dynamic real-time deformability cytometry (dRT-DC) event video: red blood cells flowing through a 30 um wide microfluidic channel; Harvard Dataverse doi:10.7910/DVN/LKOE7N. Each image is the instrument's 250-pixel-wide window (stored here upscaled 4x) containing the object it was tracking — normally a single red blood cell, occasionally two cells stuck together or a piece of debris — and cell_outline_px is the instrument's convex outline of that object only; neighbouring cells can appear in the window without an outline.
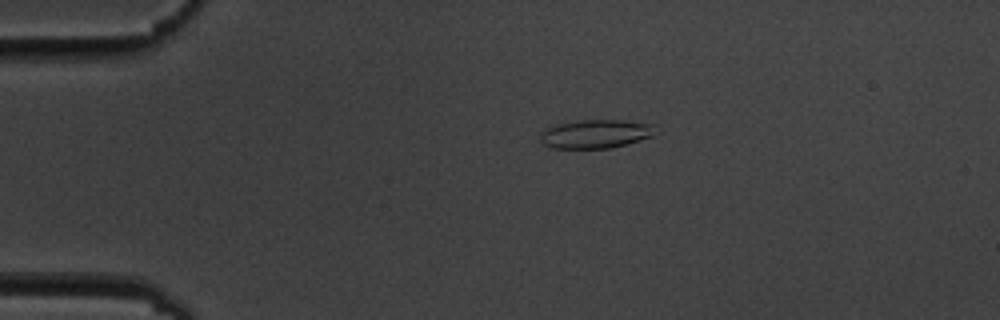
{"species": "common noctule bat (a hibernating species)", "species_latin": "Nyctalus noctula", "temperature_condition": "cold", "stored_images_in_passage": 6, "camera_frame_rate_fps": 3000, "um_per_image_px": 0.085, "animal": {"sex": "male", "body_mass_g": 19.5, "forearm_length_mm": 54.6}, "frame": {"image": 1, "passage_image": 2, "time_ms": 1.333, "image_size_px": [1000, 320], "cell_outline_px": [[656, 136], [628, 144], [608, 148], [552, 148], [544, 144], [540, 140], [540, 132], [544, 128], [556, 124], [580, 120], [620, 120], [652, 124]], "centroid_in_image_um": [50.61, 11.38], "position_along_channel_um": 34.4, "area_um2": 19.36}}
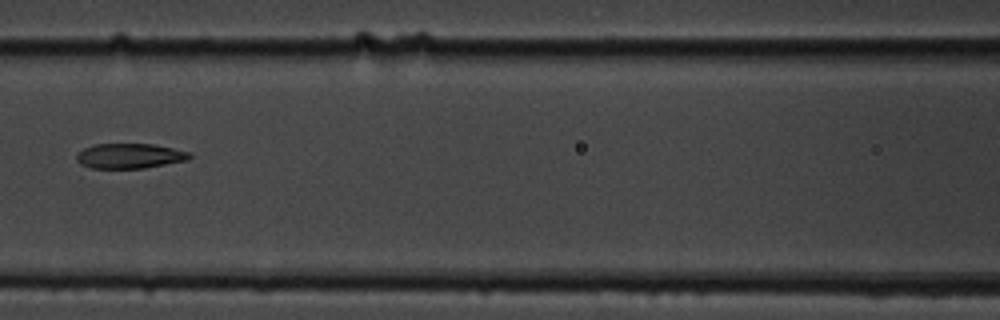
{"frame": {"image": 2, "passage_image": 6, "time_ms": 6.0, "image_size_px": [1000, 320], "cell_outline_px": [[192, 156], [188, 160], [144, 168], [92, 168], [80, 164], [76, 160], [76, 156], [84, 148], [92, 144], [152, 144], [172, 148], [188, 152]], "centroid_in_image_um": [11.0, 13.25], "position_along_channel_um": 155.6, "area_um2": 16.36}}